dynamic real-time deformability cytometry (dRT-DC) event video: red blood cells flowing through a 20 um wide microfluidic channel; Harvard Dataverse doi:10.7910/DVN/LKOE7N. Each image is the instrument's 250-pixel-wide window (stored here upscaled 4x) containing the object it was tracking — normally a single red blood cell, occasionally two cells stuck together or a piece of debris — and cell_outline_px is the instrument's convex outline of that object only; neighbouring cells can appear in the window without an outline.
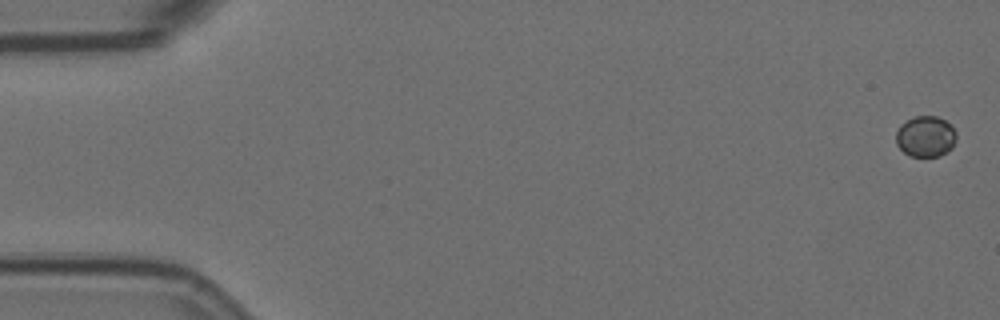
{"species": "Egyptian fruit bat (a non-hibernating species)", "species_latin": "Rousettus aegyptiacus", "temperature_condition": "room temperature", "stored_images_in_passage": 5, "camera_frame_rate_fps": 3000, "um_per_image_px": 0.085, "animal": {"sex": "female"}, "frame": {"image": 1, "passage_image": 1, "time_ms": 0.0, "image_size_px": [1000, 320], "cell_outline_px": [[956, 140], [952, 148], [948, 152], [940, 156], [908, 156], [896, 144], [896, 132], [900, 124], [916, 116], [936, 116], [944, 120], [956, 132]], "centroid_in_image_um": [78.67, 11.61], "position_along_channel_um": 6.3, "area_um2": 14.39}}
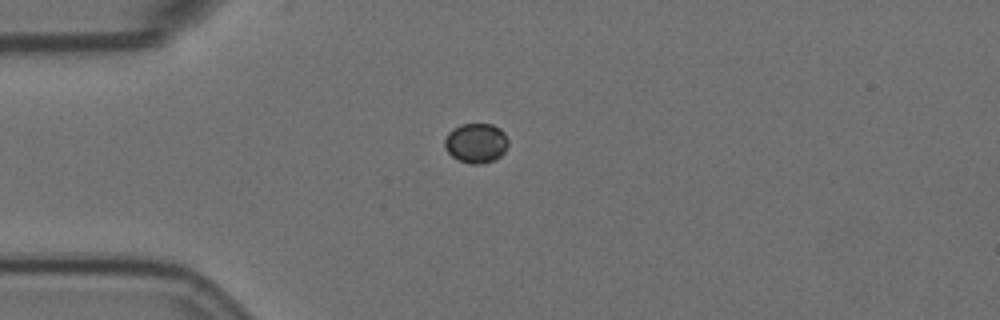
{"frame": {"image": 2, "passage_image": 5, "time_ms": 1.333, "image_size_px": [1000, 320], "cell_outline_px": [[508, 144], [504, 152], [500, 156], [492, 160], [480, 164], [472, 164], [460, 160], [452, 156], [444, 148], [444, 140], [448, 132], [452, 128], [460, 124], [492, 124], [500, 128], [504, 132], [508, 140]], "centroid_in_image_um": [40.45, 12.14], "position_along_channel_um": 44.6, "area_um2": 14.74}}